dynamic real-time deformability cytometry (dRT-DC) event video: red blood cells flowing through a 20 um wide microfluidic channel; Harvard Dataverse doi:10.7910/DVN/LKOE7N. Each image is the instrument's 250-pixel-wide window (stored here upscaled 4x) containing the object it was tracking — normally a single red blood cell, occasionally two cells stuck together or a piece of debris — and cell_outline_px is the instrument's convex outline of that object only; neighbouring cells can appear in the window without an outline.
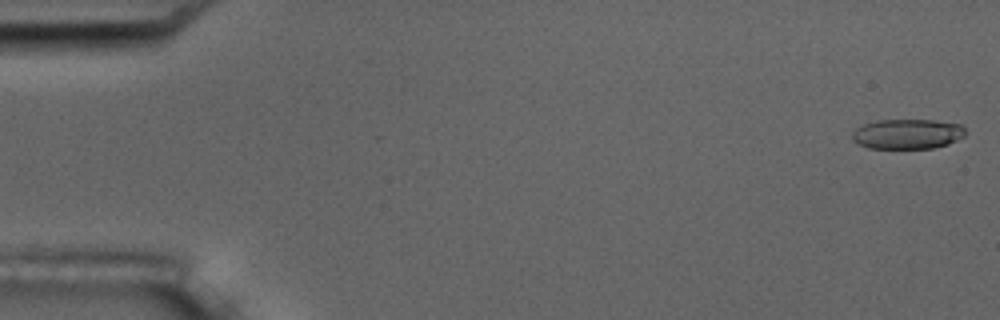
{"species": "common noctule bat (a hibernating species)", "species_latin": "Nyctalus noctula", "temperature_condition": "room temperature", "stored_images_in_passage": 5, "camera_frame_rate_fps": 3000, "um_per_image_px": 0.085, "animal": {"sex": "male", "body_mass_g": 17.5, "forearm_length_mm": 52.3}, "frame": {"image": 1, "passage_image": 1, "time_ms": 0.0, "image_size_px": [1000, 320], "cell_outline_px": [[964, 136], [948, 144], [932, 148], [868, 148], [852, 140], [852, 132], [856, 128], [864, 124], [876, 120], [932, 120], [960, 124], [964, 128]], "centroid_in_image_um": [77.1, 11.38], "position_along_channel_um": 7.9, "area_um2": 19.65}}
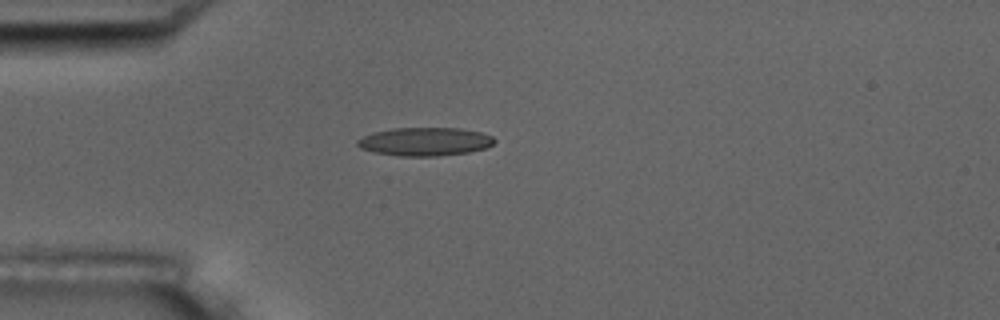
{"frame": {"image": 2, "passage_image": 4, "time_ms": 4.667, "image_size_px": [1000, 320], "cell_outline_px": [[496, 140], [488, 148], [468, 152], [436, 156], [400, 156], [372, 152], [360, 148], [356, 144], [356, 140], [372, 132], [392, 128], [460, 128], [480, 132], [492, 136]], "centroid_in_image_um": [36.1, 12.03], "position_along_channel_um": 48.9, "area_um2": 22.77}}